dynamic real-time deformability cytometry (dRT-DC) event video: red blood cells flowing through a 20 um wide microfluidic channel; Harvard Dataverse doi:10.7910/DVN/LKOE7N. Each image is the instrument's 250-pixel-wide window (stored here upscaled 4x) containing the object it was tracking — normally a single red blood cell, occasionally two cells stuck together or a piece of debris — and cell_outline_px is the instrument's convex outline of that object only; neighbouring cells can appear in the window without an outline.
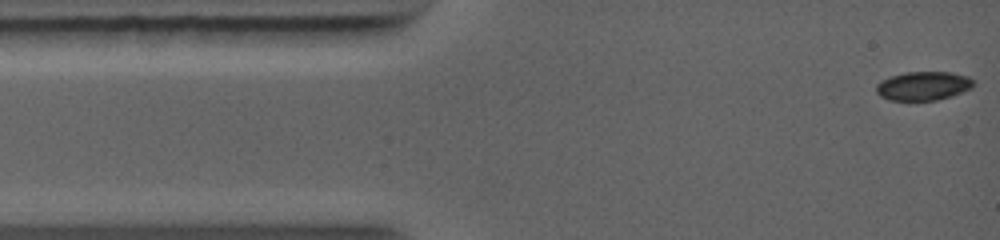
{"species": "common noctule bat (a hibernating species)", "species_latin": "Nyctalus noctula", "temperature_condition": "warm", "stored_images_in_passage": 39, "camera_frame_rate_fps": 5000, "um_per_image_px": 0.085, "animal": {"sex": "female", "body_mass_g": 19.0, "forearm_length_mm": 56.7}, "frame": {"image": 1, "passage_image": 1, "time_ms": 0.0, "image_size_px": [1000, 240], "cell_outline_px": [[972, 88], [952, 96], [936, 100], [888, 100], [880, 96], [876, 92], [876, 84], [892, 76], [908, 72], [948, 72], [968, 76], [972, 80]], "centroid_in_image_um": [78.47, 7.31], "position_along_channel_um": 6.5, "area_um2": 16.13}}
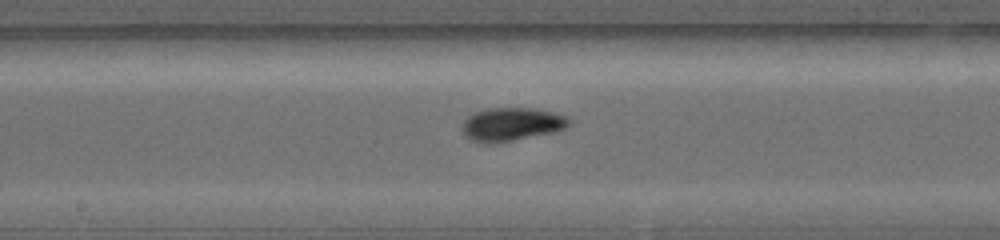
{"frame": {"image": 2, "passage_image": 17, "time_ms": 5.6, "image_size_px": [1000, 240], "cell_outline_px": [[572, 120], [568, 128], [556, 132], [492, 144], [480, 144], [464, 136], [460, 128], [464, 120], [468, 116], [476, 112], [488, 108], [532, 108], [552, 112], [568, 116]], "centroid_in_image_um": [43.49, 10.58], "position_along_channel_um": 204.7, "area_um2": 21.21}}
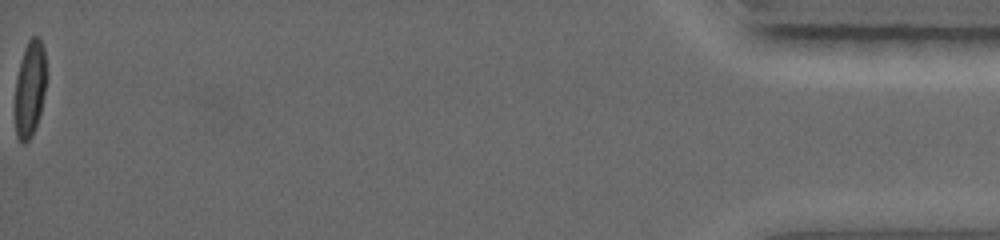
{"frame": {"image": 3, "passage_image": 39, "time_ms": 13.4, "image_size_px": [1000, 240], "cell_outline_px": [[44, 92], [40, 112], [32, 136], [24, 144], [20, 144], [16, 136], [16, 76], [20, 60], [24, 48], [28, 40], [32, 36], [40, 36], [44, 48]], "centroid_in_image_um": [2.52, 7.52], "position_along_channel_um": 432.7, "area_um2": 17.22}}